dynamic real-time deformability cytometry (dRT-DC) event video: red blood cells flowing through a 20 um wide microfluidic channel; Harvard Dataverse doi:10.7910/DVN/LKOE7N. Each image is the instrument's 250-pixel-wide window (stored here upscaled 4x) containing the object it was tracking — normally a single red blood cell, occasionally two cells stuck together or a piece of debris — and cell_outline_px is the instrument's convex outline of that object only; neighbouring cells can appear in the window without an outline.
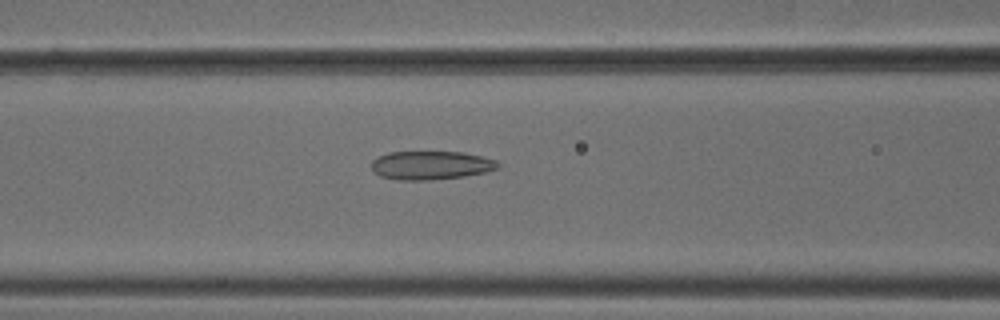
{"species": "common noctule bat (a hibernating species)", "species_latin": "Nyctalus noctula", "temperature_condition": "cold", "stored_images_in_passage": 53, "camera_frame_rate_fps": 3000, "um_per_image_px": 0.085, "animal": {"sex": "male", "body_mass_g": 18.8}, "frame": {"image": 1, "passage_image": 22, "time_ms": 7.0, "image_size_px": [1000, 320], "cell_outline_px": [[500, 168], [488, 172], [464, 176], [428, 180], [396, 180], [380, 176], [372, 172], [372, 160], [388, 152], [464, 152], [496, 160], [500, 164]], "centroid_in_image_um": [36.64, 14.05], "position_along_channel_um": 130.0, "area_um2": 21.21}}
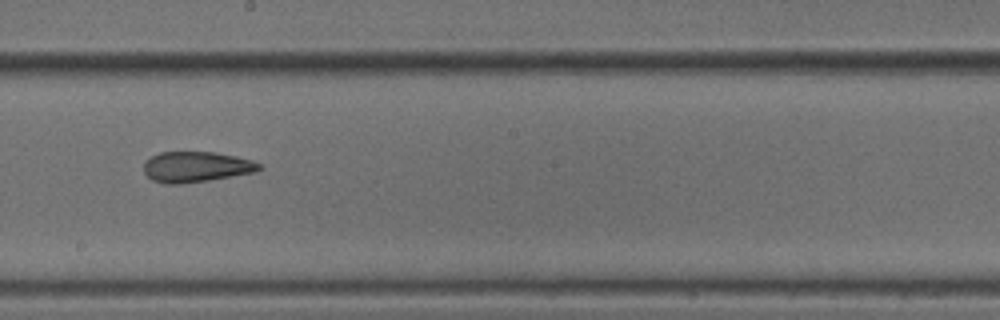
{"frame": {"image": 2, "passage_image": 30, "time_ms": 9.667, "image_size_px": [1000, 320], "cell_outline_px": [[264, 168], [256, 172], [208, 180], [180, 184], [168, 184], [152, 180], [144, 172], [144, 160], [160, 152], [216, 152], [236, 156], [252, 160], [264, 164]], "centroid_in_image_um": [16.71, 14.18], "position_along_channel_um": 231.5, "area_um2": 20.75}}
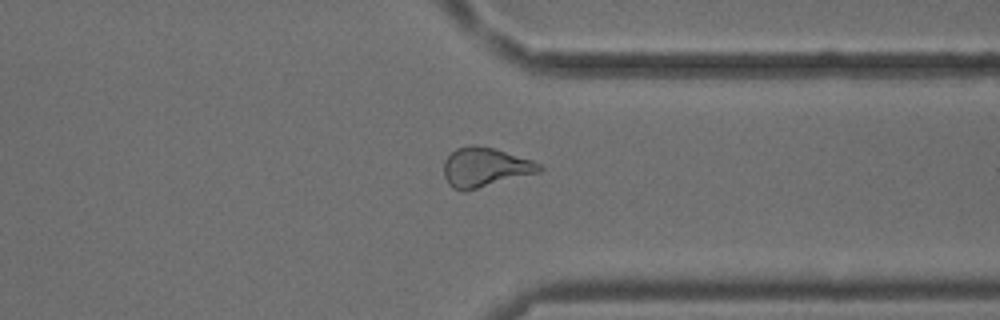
{"frame": {"image": 3, "passage_image": 41, "time_ms": 13.333, "image_size_px": [1000, 320], "cell_outline_px": [[544, 168], [540, 172], [476, 188], [452, 188], [448, 184], [444, 176], [444, 160], [456, 148], [472, 144], [476, 144], [496, 148], [532, 160], [540, 164]], "centroid_in_image_um": [41.24, 14.17], "position_along_channel_um": 370.2, "area_um2": 21.62}, "authors_computed_cell_mechanics": {"area_um2": 22.3108, "velocity_mm_per_s": 3.8009, "shape_relaxation_time_tau1_ms": null, "shape_relaxation_time_tau2_ms": 3.5317, "deformation_change_tau1": null, "deformation_change_tau2": 0.1288}}